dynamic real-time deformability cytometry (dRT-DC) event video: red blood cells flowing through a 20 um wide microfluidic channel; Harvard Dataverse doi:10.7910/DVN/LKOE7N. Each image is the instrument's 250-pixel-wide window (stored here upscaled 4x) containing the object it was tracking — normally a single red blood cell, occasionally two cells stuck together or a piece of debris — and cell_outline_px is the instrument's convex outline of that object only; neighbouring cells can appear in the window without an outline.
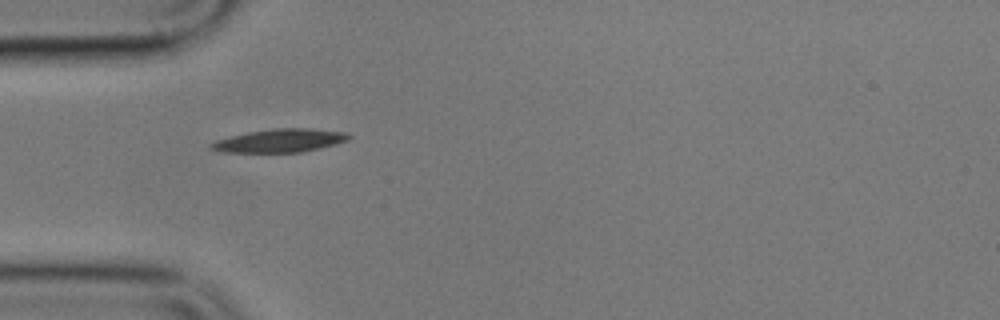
{"species": "common noctule bat (a hibernating species)", "species_latin": "Nyctalus noctula", "temperature_condition": "cold", "stored_images_in_passage": 3, "camera_frame_rate_fps": 3000, "um_per_image_px": 0.085, "animal": {"sex": "male", "body_mass_g": 17.9}, "frame": {"image": 1, "passage_image": 1, "time_ms": 0.0, "image_size_px": [1000, 320], "cell_outline_px": [[352, 136], [348, 140], [336, 144], [320, 148], [300, 152], [224, 152], [208, 148], [208, 144], [216, 140], [248, 132], [272, 128], [308, 128], [344, 132]], "centroid_in_image_um": [23.78, 11.95], "position_along_channel_um": 61.2, "area_um2": 18.61}}
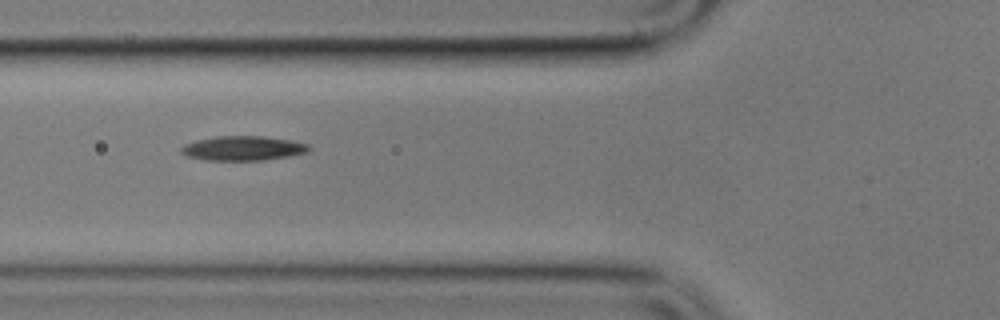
{"frame": {"image": 2, "passage_image": 2, "time_ms": 1.333, "image_size_px": [1000, 320], "cell_outline_px": [[312, 148], [308, 152], [288, 156], [264, 160], [204, 160], [188, 156], [180, 152], [180, 148], [184, 144], [196, 140], [216, 136], [264, 136], [292, 140], [308, 144]], "centroid_in_image_um": [20.66, 12.6], "position_along_channel_um": 105.1, "area_um2": 18.32}}
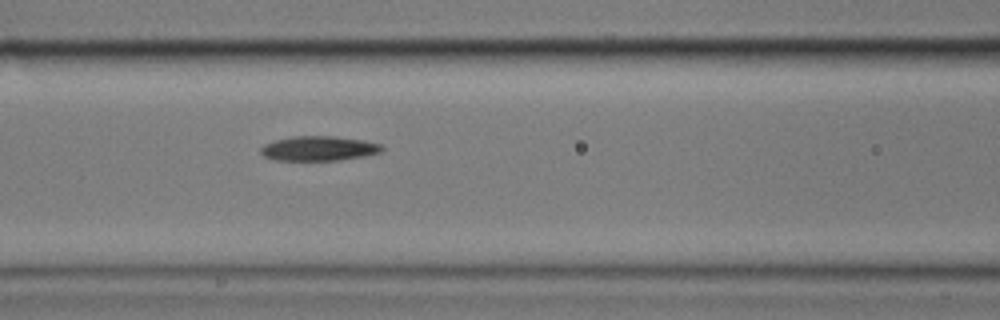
{"frame": {"image": 3, "passage_image": 3, "time_ms": 2.333, "image_size_px": [1000, 320], "cell_outline_px": [[384, 148], [380, 152], [364, 156], [340, 160], [272, 160], [264, 156], [260, 152], [260, 148], [264, 144], [276, 140], [292, 136], [332, 136], [364, 140], [380, 144]], "centroid_in_image_um": [27.07, 12.62], "position_along_channel_um": 139.5, "area_um2": 17.4}}